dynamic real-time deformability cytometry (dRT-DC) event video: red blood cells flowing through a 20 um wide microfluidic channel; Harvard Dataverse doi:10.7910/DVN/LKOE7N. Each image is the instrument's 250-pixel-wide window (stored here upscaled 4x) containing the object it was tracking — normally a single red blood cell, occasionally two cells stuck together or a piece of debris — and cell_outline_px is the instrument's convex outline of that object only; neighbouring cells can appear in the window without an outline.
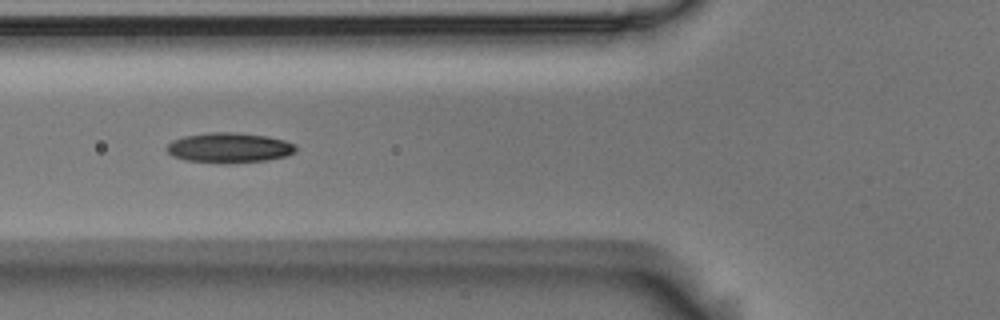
{"species": "Egyptian fruit bat (a non-hibernating species)", "species_latin": "Rousettus aegyptiacus", "temperature_condition": "room temperature", "stored_images_in_passage": 10, "camera_frame_rate_fps": 3000, "um_per_image_px": 0.085, "animal": {"sex": "male"}, "frame": {"image": 1, "passage_image": 5, "time_ms": 1.333, "image_size_px": [1000, 320], "cell_outline_px": [[296, 152], [288, 156], [268, 160], [228, 164], [224, 164], [184, 160], [172, 156], [164, 148], [172, 140], [184, 136], [208, 132], [236, 132], [268, 136], [284, 140], [296, 144]], "centroid_in_image_um": [19.49, 12.56], "position_along_channel_um": 106.3, "area_um2": 23.12}}
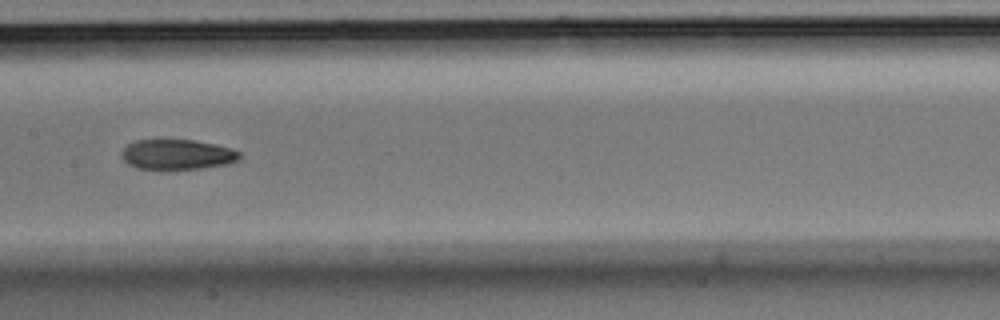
{"frame": {"image": 2, "passage_image": 7, "time_ms": 2.0, "image_size_px": [1000, 320], "cell_outline_px": [[240, 156], [236, 160], [228, 164], [200, 168], [164, 172], [160, 172], [136, 168], [128, 164], [120, 156], [120, 152], [128, 144], [136, 140], [160, 136], [192, 140], [216, 144], [232, 148], [240, 152]], "centroid_in_image_um": [14.96, 13.12], "position_along_channel_um": 192.4, "area_um2": 22.25}}
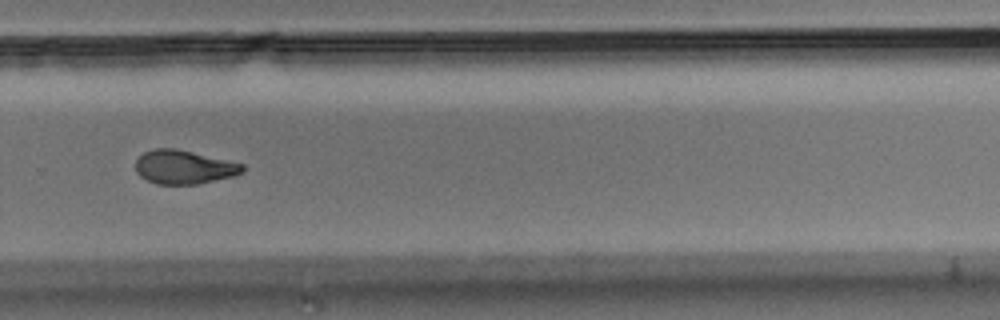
{"frame": {"image": 3, "passage_image": 10, "time_ms": 3.0, "image_size_px": [1000, 320], "cell_outline_px": [[244, 172], [232, 176], [196, 184], [156, 184], [140, 176], [136, 172], [136, 160], [144, 152], [156, 148], [176, 148], [244, 164]], "centroid_in_image_um": [15.62, 14.2], "position_along_channel_um": 314.2, "area_um2": 20.87}}